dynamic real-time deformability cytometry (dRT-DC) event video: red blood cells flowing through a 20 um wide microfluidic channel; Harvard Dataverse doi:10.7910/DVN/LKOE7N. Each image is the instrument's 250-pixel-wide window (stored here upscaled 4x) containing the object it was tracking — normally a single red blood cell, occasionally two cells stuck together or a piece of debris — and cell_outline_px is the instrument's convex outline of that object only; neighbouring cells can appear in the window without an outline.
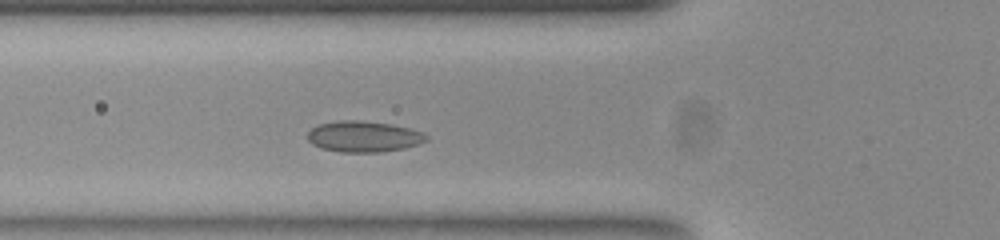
{"species": "common noctule bat (a hibernating species)", "species_latin": "Nyctalus noctula", "temperature_condition": "room temperature", "stored_images_in_passage": 18, "camera_frame_rate_fps": 3000, "um_per_image_px": 0.085, "animal": {"sex": "female", "body_mass_g": 23.0, "forearm_length_mm": 53.4}, "frame": {"image": 1, "passage_image": 8, "time_ms": 2.333, "image_size_px": [1000, 240], "cell_outline_px": [[428, 136], [424, 140], [416, 144], [404, 148], [380, 152], [340, 152], [324, 148], [312, 144], [308, 140], [308, 132], [312, 128], [320, 124], [352, 120], [388, 124], [408, 128], [420, 132]], "centroid_in_image_um": [30.88, 11.62], "position_along_channel_um": 94.9, "area_um2": 20.69}}